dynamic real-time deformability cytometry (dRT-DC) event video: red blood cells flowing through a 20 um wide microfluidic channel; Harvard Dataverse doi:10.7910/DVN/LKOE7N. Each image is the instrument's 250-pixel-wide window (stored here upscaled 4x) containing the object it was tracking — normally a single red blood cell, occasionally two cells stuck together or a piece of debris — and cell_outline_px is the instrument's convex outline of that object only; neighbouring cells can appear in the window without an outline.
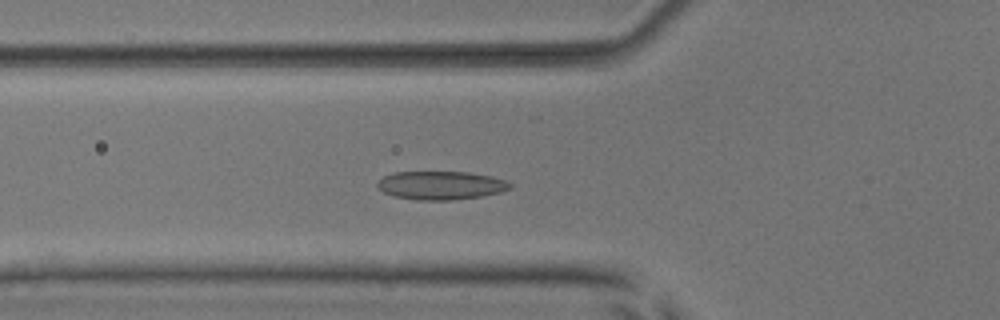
{"species": "common noctule bat (a hibernating species)", "species_latin": "Nyctalus noctula", "temperature_condition": "room temperature", "stored_images_in_passage": 53, "camera_frame_rate_fps": 3000, "um_per_image_px": 0.085, "animal": {"sex": "male", "body_mass_g": 17.9, "forearm_length_mm": 54.2}, "frame": {"image": 1, "passage_image": 18, "time_ms": 5.667, "image_size_px": [1000, 320], "cell_outline_px": [[512, 188], [500, 192], [480, 196], [456, 200], [416, 200], [396, 196], [384, 192], [376, 188], [376, 184], [384, 176], [396, 172], [468, 172], [492, 176], [504, 180], [512, 184]], "centroid_in_image_um": [37.48, 15.76], "position_along_channel_um": 88.3, "area_um2": 21.96}}
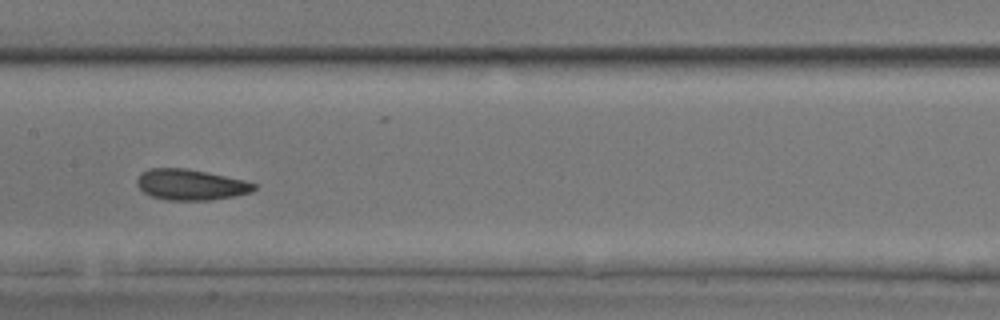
{"frame": {"image": 2, "passage_image": 26, "time_ms": 8.333, "image_size_px": [1000, 320], "cell_outline_px": [[256, 188], [252, 192], [212, 200], [168, 200], [152, 196], [144, 192], [136, 184], [136, 180], [140, 172], [148, 168], [188, 168], [208, 172], [244, 180], [256, 184]], "centroid_in_image_um": [16.19, 15.68], "position_along_channel_um": 191.2, "area_um2": 21.1}}
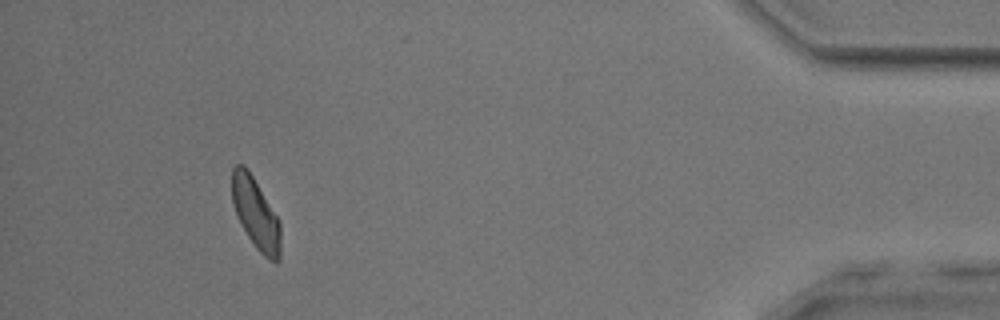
{"frame": {"image": 3, "passage_image": 48, "time_ms": 15.667, "image_size_px": [1000, 320], "cell_outline_px": [[280, 260], [268, 260], [256, 248], [248, 236], [236, 212], [232, 200], [232, 168], [236, 164], [244, 164], [248, 168], [280, 220]], "centroid_in_image_um": [21.75, 18.11], "position_along_channel_um": 413.5, "area_um2": 20.0}}